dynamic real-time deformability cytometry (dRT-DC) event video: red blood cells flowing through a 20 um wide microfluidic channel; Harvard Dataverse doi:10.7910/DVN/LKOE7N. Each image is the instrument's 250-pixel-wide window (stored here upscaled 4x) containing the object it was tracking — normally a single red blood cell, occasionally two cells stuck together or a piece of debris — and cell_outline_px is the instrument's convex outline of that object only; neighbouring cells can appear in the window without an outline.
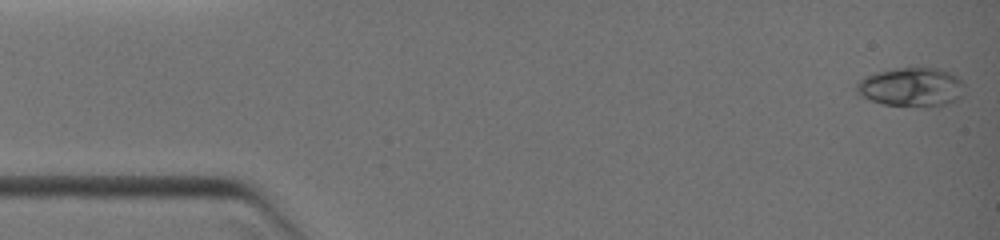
{"species": "common noctule bat (a hibernating species)", "species_latin": "Nyctalus noctula", "temperature_condition": "warm", "stored_images_in_passage": 8, "camera_frame_rate_fps": 3000, "um_per_image_px": 0.085, "animal": {"sex": "female", "body_mass_g": 19.0, "forearm_length_mm": 51.5}, "frame": {"image": 1, "passage_image": 1, "time_ms": 0.0, "image_size_px": [1000, 240], "cell_outline_px": [[964, 84], [952, 100], [944, 104], [884, 104], [872, 100], [864, 96], [856, 88], [856, 84], [864, 76], [876, 72], [896, 68], [940, 68], [956, 76]], "centroid_in_image_um": [77.39, 7.33], "position_along_channel_um": 7.6, "area_um2": 23.06}}